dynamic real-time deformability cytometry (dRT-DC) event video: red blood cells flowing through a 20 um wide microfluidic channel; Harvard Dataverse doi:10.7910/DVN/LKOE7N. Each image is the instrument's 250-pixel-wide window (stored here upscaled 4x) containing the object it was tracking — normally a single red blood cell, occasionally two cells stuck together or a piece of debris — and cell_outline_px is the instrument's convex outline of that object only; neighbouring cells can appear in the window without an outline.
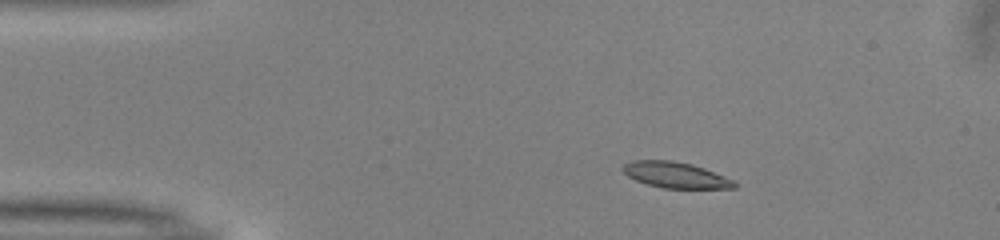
{"species": "common noctule bat (a hibernating species)", "species_latin": "Nyctalus noctula", "temperature_condition": "warm", "stored_images_in_passage": 43, "camera_frame_rate_fps": 3000, "um_per_image_px": 0.085, "animal": {"sex": "male", "body_mass_g": 13.0, "forearm_length_mm": 53.1}, "frame": {"image": 1, "passage_image": 1, "time_ms": 0.0, "image_size_px": [1000, 240], "cell_outline_px": [[736, 188], [664, 188], [648, 184], [636, 180], [628, 176], [620, 168], [624, 164], [632, 160], [672, 160], [692, 164], [704, 168], [724, 176], [732, 180], [736, 184]], "centroid_in_image_um": [57.39, 14.86], "position_along_channel_um": 27.6, "area_um2": 16.7}}
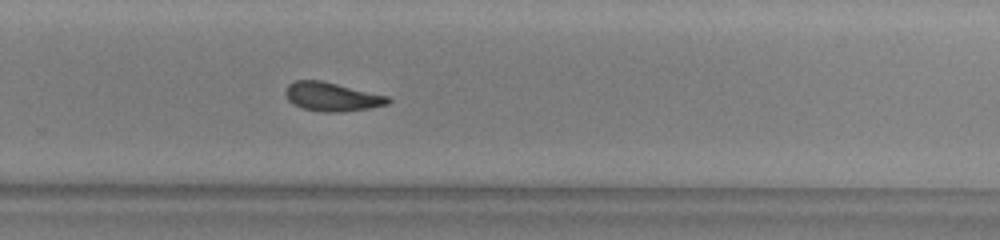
{"frame": {"image": 2, "passage_image": 26, "time_ms": 8.333, "image_size_px": [1000, 240], "cell_outline_px": [[392, 100], [388, 104], [368, 108], [340, 112], [324, 112], [304, 108], [292, 104], [288, 100], [284, 92], [288, 84], [296, 80], [320, 80], [388, 96]], "centroid_in_image_um": [28.19, 8.22], "position_along_channel_um": 301.6, "area_um2": 17.05}}
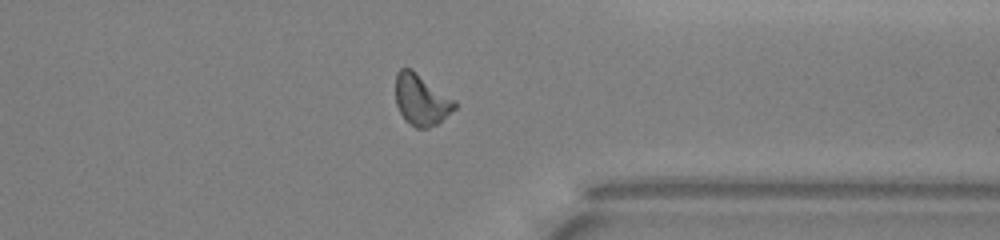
{"frame": {"image": 3, "passage_image": 32, "time_ms": 10.333, "image_size_px": [1000, 240], "cell_outline_px": [[456, 108], [436, 124], [428, 128], [416, 128], [404, 120], [396, 104], [396, 72], [400, 68], [412, 68], [456, 100]], "centroid_in_image_um": [35.8, 8.46], "position_along_channel_um": 375.6, "area_um2": 17.74}, "authors_computed_cell_mechanics": {"area_um2": 17.3978, "velocity_mm_per_s": 4.009, "shape_relaxation_time_tau1_ms": 4.2893, "shape_relaxation_time_tau2_ms": 6.6163, "deformation_change_tau1": 0.1435, "deformation_change_tau2": 0.1007}}